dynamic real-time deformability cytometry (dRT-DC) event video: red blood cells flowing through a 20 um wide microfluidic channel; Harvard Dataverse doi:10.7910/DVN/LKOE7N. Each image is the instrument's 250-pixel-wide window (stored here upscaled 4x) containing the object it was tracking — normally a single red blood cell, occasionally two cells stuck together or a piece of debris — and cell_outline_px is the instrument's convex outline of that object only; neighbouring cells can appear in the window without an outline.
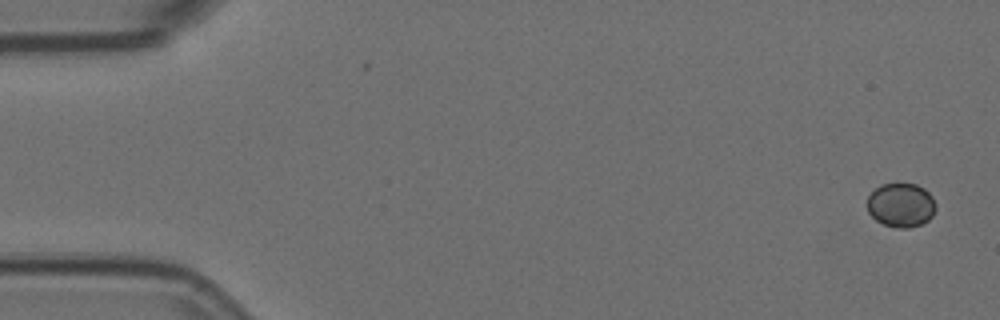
{"species": "Egyptian fruit bat (a non-hibernating species)", "species_latin": "Rousettus aegyptiacus", "temperature_condition": "room temperature", "stored_images_in_passage": 5, "camera_frame_rate_fps": 3000, "um_per_image_px": 0.085, "animal": {"sex": "female"}, "frame": {"image": 1, "passage_image": 1, "time_ms": 0.0, "image_size_px": [1000, 320], "cell_outline_px": [[936, 208], [932, 216], [928, 220], [920, 224], [908, 228], [900, 228], [884, 224], [876, 220], [868, 212], [868, 196], [880, 184], [916, 184], [924, 188], [932, 196], [936, 204]], "centroid_in_image_um": [76.6, 17.43], "position_along_channel_um": 8.4, "area_um2": 17.51}}